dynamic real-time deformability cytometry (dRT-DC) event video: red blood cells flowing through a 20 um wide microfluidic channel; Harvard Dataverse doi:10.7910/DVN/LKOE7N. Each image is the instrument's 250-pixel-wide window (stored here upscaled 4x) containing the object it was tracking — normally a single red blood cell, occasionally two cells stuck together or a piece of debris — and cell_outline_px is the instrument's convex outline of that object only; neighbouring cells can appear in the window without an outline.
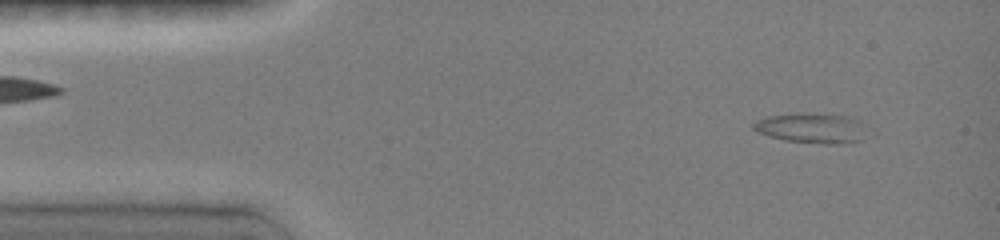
{"species": "common noctule bat (a hibernating species)", "species_latin": "Nyctalus noctula", "temperature_condition": "room temperature", "stored_images_in_passage": 22, "camera_frame_rate_fps": 3000, "um_per_image_px": 0.085, "animal": {"sex": "female", "body_mass_g": 19.0, "forearm_length_mm": 51.5}, "frame": {"image": 1, "passage_image": 2, "time_ms": 0.667, "image_size_px": [1000, 240], "cell_outline_px": [[876, 132], [864, 140], [844, 144], [824, 144], [784, 140], [768, 136], [752, 128], [752, 124], [756, 120], [768, 116], [792, 112], [812, 112], [844, 116], [860, 120], [868, 124]], "centroid_in_image_um": [69.19, 10.88], "position_along_channel_um": 15.8, "area_um2": 21.21}}
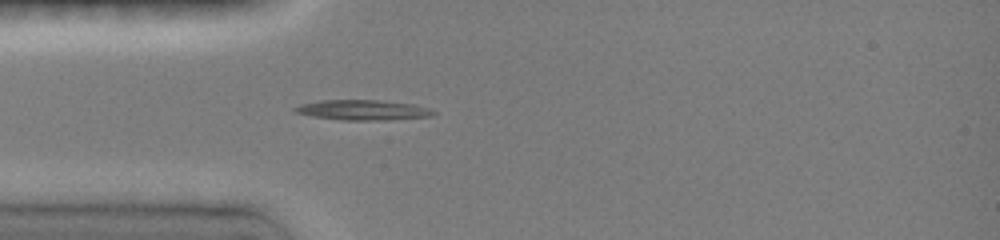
{"frame": {"image": 2, "passage_image": 9, "time_ms": 3.667, "image_size_px": [1000, 240], "cell_outline_px": [[436, 112], [432, 116], [388, 120], [344, 120], [312, 116], [292, 112], [292, 108], [300, 104], [324, 100], [380, 100], [416, 104], [432, 108]], "centroid_in_image_um": [30.88, 9.35], "position_along_channel_um": 54.1, "area_um2": 16.47}}
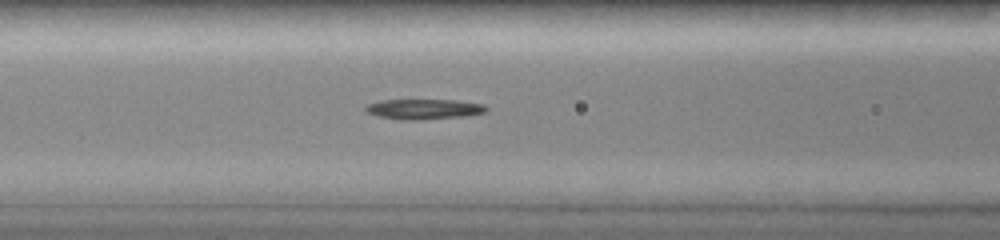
{"frame": {"image": 3, "passage_image": 14, "time_ms": 5.667, "image_size_px": [1000, 240], "cell_outline_px": [[488, 108], [484, 112], [464, 116], [416, 120], [400, 120], [376, 116], [364, 112], [364, 108], [368, 104], [380, 100], [452, 100], [484, 104]], "centroid_in_image_um": [35.95, 9.28], "position_along_channel_um": 130.7, "area_um2": 14.22}}